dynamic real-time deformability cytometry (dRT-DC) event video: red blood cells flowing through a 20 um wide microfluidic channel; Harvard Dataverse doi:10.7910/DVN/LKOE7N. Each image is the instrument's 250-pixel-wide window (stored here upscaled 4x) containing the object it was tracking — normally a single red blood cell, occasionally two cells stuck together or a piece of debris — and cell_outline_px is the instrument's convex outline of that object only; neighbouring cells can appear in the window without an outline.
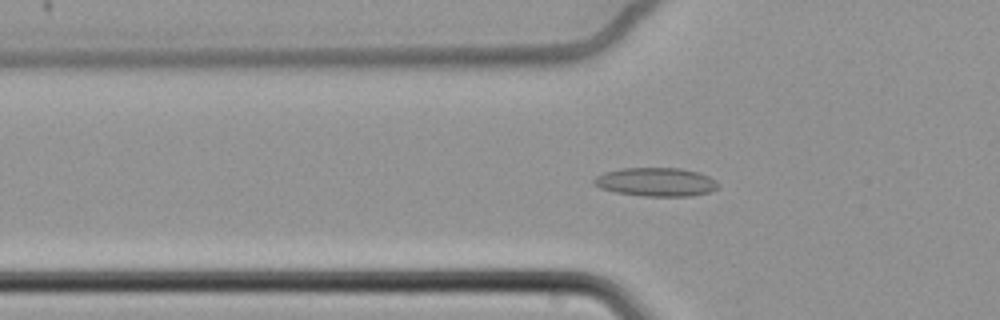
{"species": "common noctule bat (a hibernating species)", "species_latin": "Nyctalus noctula", "temperature_condition": "cold", "stored_images_in_passage": 63, "camera_frame_rate_fps": 3000, "um_per_image_px": 0.085, "animal": {"sex": "female", "body_mass_g": 22.7, "forearm_length_mm": 54.2}, "frame": {"image": 1, "passage_image": 25, "time_ms": 8.0, "image_size_px": [1000, 320], "cell_outline_px": [[716, 188], [708, 192], [692, 196], [644, 196], [616, 192], [600, 188], [592, 184], [592, 180], [596, 176], [604, 172], [620, 168], [680, 168], [700, 172], [716, 180]], "centroid_in_image_um": [55.71, 15.46], "position_along_channel_um": 70.1, "area_um2": 20.75}}
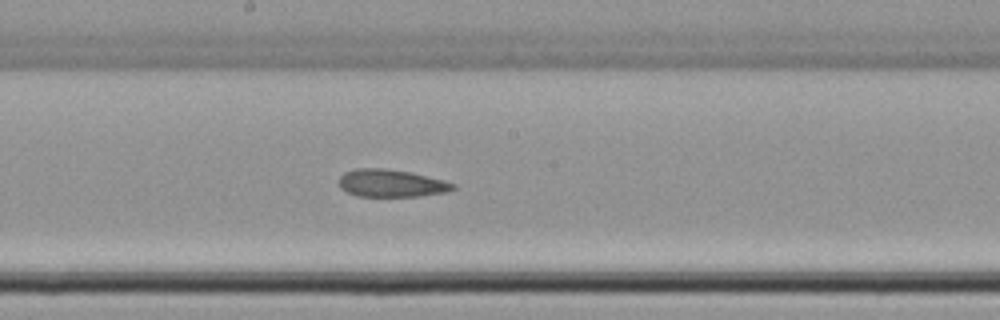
{"frame": {"image": 2, "passage_image": 38, "time_ms": 12.333, "image_size_px": [1000, 320], "cell_outline_px": [[456, 188], [448, 192], [416, 196], [356, 196], [340, 188], [340, 176], [344, 172], [352, 168], [384, 168], [412, 172], [444, 180], [456, 184]], "centroid_in_image_um": [33.26, 15.56], "position_along_channel_um": 214.9, "area_um2": 18.44}}
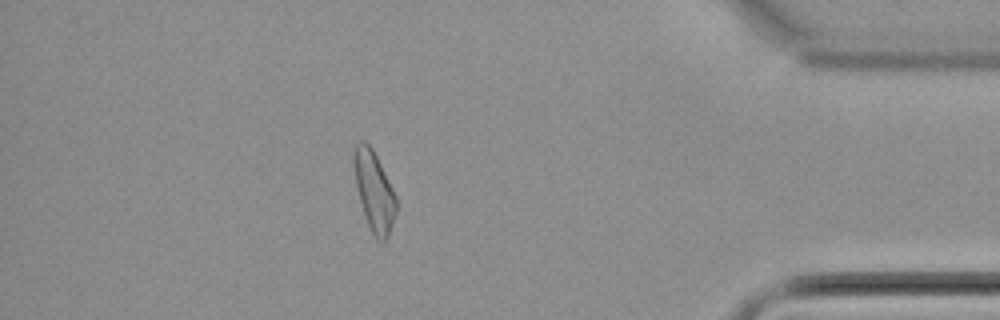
{"frame": {"image": 3, "passage_image": 58, "time_ms": 19.0, "image_size_px": [1000, 320], "cell_outline_px": [[396, 212], [388, 236], [384, 244], [376, 240], [372, 236], [360, 200], [356, 184], [352, 164], [352, 148], [360, 140], [364, 140], [372, 148], [396, 196]], "centroid_in_image_um": [31.77, 16.25], "position_along_channel_um": 403.4, "area_um2": 19.71}}